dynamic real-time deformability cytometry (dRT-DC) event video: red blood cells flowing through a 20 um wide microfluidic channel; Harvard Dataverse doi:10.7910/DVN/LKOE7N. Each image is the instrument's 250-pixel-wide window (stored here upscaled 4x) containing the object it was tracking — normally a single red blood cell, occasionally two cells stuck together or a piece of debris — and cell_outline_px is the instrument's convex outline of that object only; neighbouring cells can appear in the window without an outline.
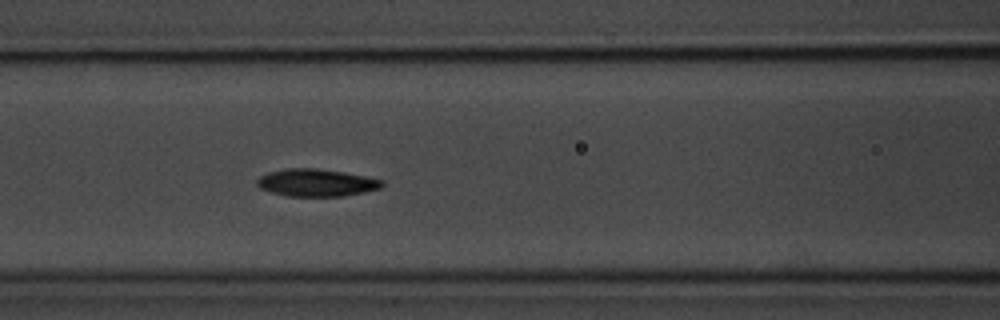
{"species": "common noctule bat (a hibernating species)", "species_latin": "Nyctalus noctula", "temperature_condition": "room temperature", "stored_images_in_passage": 6, "segment_of_instrument_passage": [1, 2], "camera_frame_rate_fps": 3000, "um_per_image_px": 0.085, "animal": {"sex": "male", "body_mass_g": 20.1, "forearm_length_mm": 53.5}, "frame": {"image": 1, "passage_image": 5, "time_ms": 5.333, "image_size_px": [1000, 320], "cell_outline_px": [[384, 184], [380, 188], [364, 192], [344, 196], [288, 196], [272, 192], [260, 188], [256, 184], [256, 180], [260, 176], [268, 172], [288, 168], [316, 168], [344, 172], [384, 180]], "centroid_in_image_um": [26.88, 15.52], "position_along_channel_um": 139.7, "area_um2": 19.94}}